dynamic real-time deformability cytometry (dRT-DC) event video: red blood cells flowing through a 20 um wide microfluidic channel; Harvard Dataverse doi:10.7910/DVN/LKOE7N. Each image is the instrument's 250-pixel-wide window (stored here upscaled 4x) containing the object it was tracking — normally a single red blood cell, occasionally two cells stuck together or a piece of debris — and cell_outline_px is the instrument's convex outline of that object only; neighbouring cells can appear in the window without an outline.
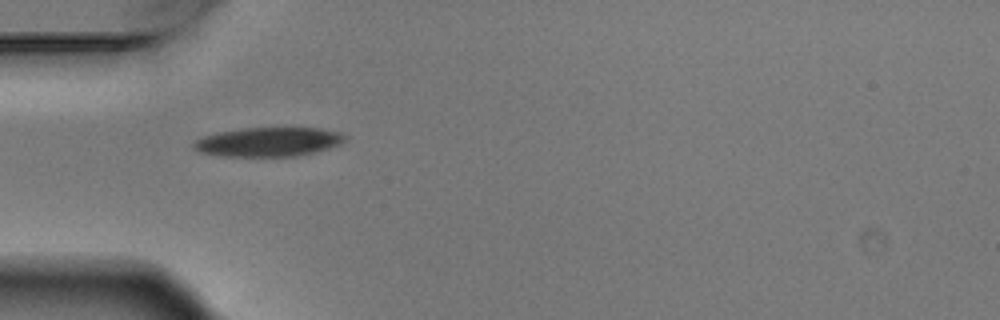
{"species": "Egyptian fruit bat (a non-hibernating species)", "species_latin": "Rousettus aegyptiacus", "temperature_condition": "warm", "stored_images_in_passage": 4, "camera_frame_rate_fps": 3000, "um_per_image_px": 0.085, "animal": {"sex": "male"}, "frame": {"image": 1, "passage_image": 2, "time_ms": 0.333, "image_size_px": [1000, 320], "cell_outline_px": [[348, 140], [340, 144], [328, 148], [296, 156], [220, 156], [200, 152], [192, 148], [192, 144], [196, 140], [204, 136], [220, 132], [244, 128], [320, 128], [340, 132], [348, 136]], "centroid_in_image_um": [22.84, 12.06], "position_along_channel_um": 62.2, "area_um2": 25.66}}
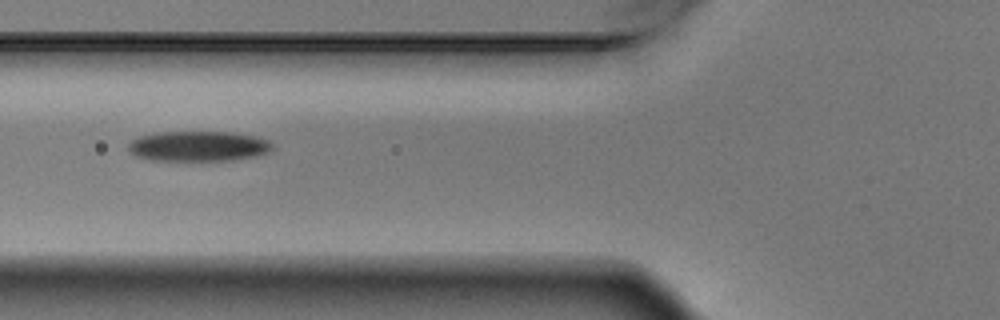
{"frame": {"image": 2, "passage_image": 3, "time_ms": 0.667, "image_size_px": [1000, 320], "cell_outline_px": [[276, 144], [268, 152], [252, 156], [232, 160], [152, 160], [136, 156], [128, 152], [128, 144], [132, 140], [140, 136], [156, 132], [232, 132], [260, 136]], "centroid_in_image_um": [16.87, 12.41], "position_along_channel_um": 108.9, "area_um2": 25.49}}
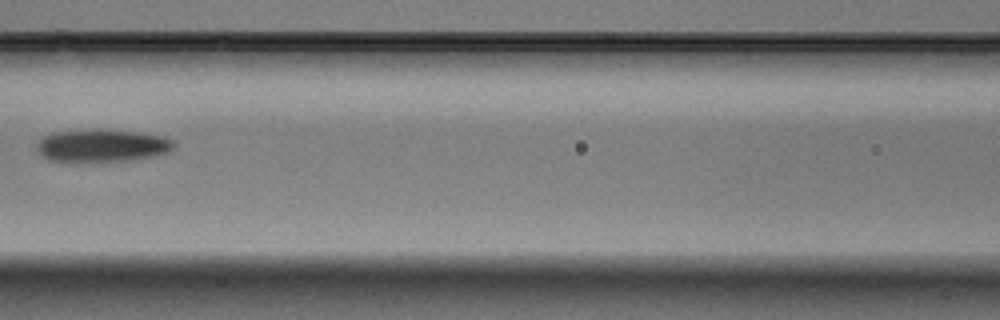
{"frame": {"image": 3, "passage_image": 4, "time_ms": 1.0, "image_size_px": [1000, 320], "cell_outline_px": [[176, 144], [168, 152], [152, 156], [128, 160], [52, 160], [44, 156], [36, 148], [36, 144], [44, 136], [52, 132], [140, 132], [164, 136], [172, 140]], "centroid_in_image_um": [8.73, 12.39], "position_along_channel_um": 157.9, "area_um2": 24.45}}